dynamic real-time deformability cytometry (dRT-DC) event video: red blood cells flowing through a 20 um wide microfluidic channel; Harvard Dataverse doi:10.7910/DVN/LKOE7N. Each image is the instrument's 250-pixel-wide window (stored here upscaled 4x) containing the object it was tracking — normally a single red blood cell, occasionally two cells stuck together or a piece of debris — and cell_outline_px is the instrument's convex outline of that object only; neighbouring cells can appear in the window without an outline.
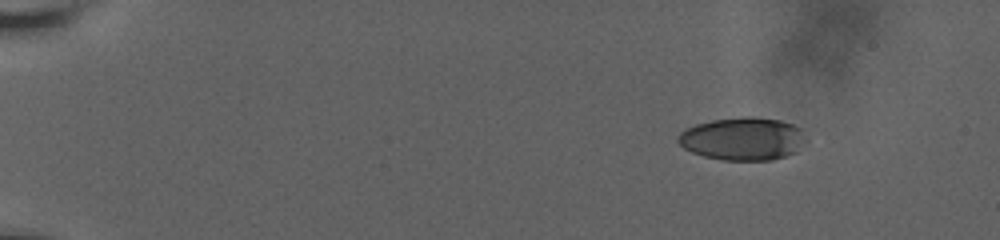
{"species": "human", "species_latin": "Homo sapiens", "temperature_condition": "room temperature", "stored_images_in_passage": 52, "camera_frame_rate_fps": 3000, "um_per_image_px": 0.085, "donor": {"sex": "male"}, "frame": {"image": 1, "passage_image": 1, "time_ms": 0.0, "image_size_px": [1000, 240], "cell_outline_px": [[808, 140], [796, 152], [772, 160], [724, 160], [704, 156], [692, 152], [684, 148], [676, 140], [676, 136], [680, 132], [696, 124], [712, 120], [740, 116], [756, 116], [780, 120], [792, 124], [800, 128]], "centroid_in_image_um": [63.15, 11.78], "position_along_channel_um": 21.8, "area_um2": 32.25}}
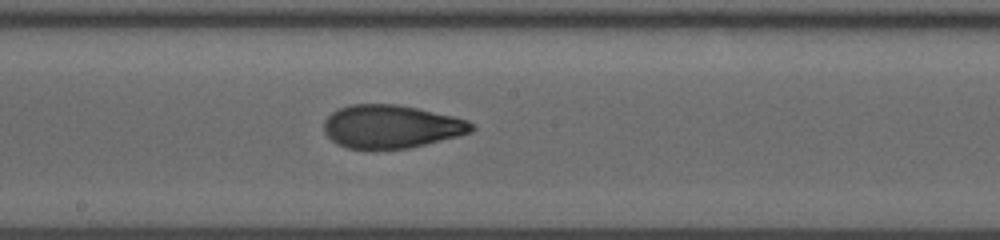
{"frame": {"image": 2, "passage_image": 28, "time_ms": 9.0, "image_size_px": [1000, 240], "cell_outline_px": [[476, 128], [472, 132], [460, 136], [408, 148], [348, 148], [336, 144], [324, 132], [324, 120], [332, 112], [348, 104], [396, 104], [416, 108], [452, 116], [468, 120]], "centroid_in_image_um": [33.25, 10.75], "position_along_channel_um": 214.9, "area_um2": 36.99}}
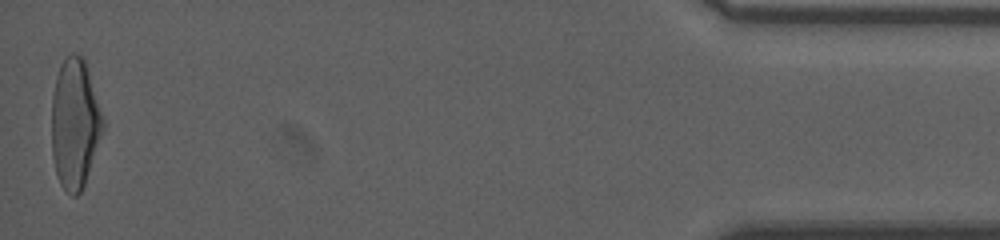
{"frame": {"image": 3, "passage_image": 52, "time_ms": 17.0, "image_size_px": [1000, 240], "cell_outline_px": [[104, 128], [84, 184], [80, 192], [76, 196], [72, 196], [60, 184], [56, 172], [52, 156], [52, 96], [56, 76], [60, 64], [72, 52], [76, 52], [84, 56], [104, 120]], "centroid_in_image_um": [6.36, 10.46], "position_along_channel_um": 428.8, "area_um2": 38.73}, "authors_computed_cell_mechanics": {"area_um2": 36.7608, "velocity_mm_per_s": 3.6842, "shape_relaxation_time_tau1_ms": 5.991, "shape_relaxation_time_tau2_ms": 1.1501, "deformation_change_tau1": 0.2145, "deformation_change_tau2": 0.0725}}